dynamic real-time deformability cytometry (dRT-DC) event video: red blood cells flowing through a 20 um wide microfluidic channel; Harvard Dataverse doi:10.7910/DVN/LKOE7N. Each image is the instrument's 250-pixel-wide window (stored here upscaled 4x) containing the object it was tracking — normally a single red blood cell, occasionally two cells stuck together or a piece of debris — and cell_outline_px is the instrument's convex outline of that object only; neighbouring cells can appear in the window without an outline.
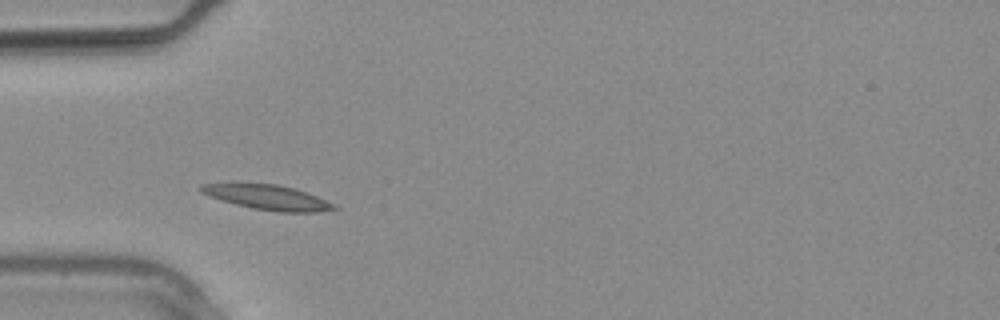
{"species": "common noctule bat (a hibernating species)", "species_latin": "Nyctalus noctula", "temperature_condition": "warm", "stored_images_in_passage": 1, "camera_frame_rate_fps": 3000, "um_per_image_px": 0.085, "animal": {"sex": "male", "body_mass_g": 20.4}, "frame": {"image": 1, "passage_image": 1, "time_ms": 0.0, "image_size_px": [1000, 320], "cell_outline_px": [[340, 208], [316, 212], [280, 212], [252, 208], [220, 200], [208, 196], [200, 192], [200, 184], [232, 180], [276, 184], [292, 188], [316, 196]], "centroid_in_image_um": [22.57, 16.71], "position_along_channel_um": 62.4, "area_um2": 19.83}}